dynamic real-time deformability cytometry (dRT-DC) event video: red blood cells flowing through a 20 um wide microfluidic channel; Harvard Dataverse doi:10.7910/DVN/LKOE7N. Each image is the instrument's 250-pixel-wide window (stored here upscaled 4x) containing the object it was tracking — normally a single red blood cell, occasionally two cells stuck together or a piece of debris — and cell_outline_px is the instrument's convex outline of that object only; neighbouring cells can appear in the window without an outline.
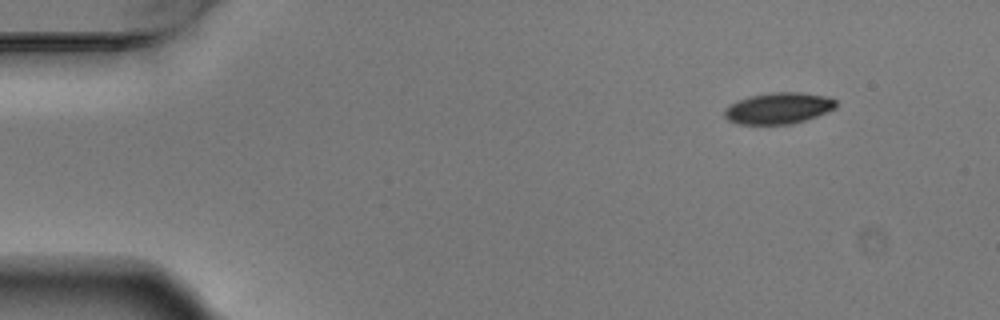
{"species": "Egyptian fruit bat (a non-hibernating species)", "species_latin": "Rousettus aegyptiacus", "temperature_condition": "warm", "stored_images_in_passage": 4, "camera_frame_rate_fps": 3000, "um_per_image_px": 0.085, "animal": {"sex": "male"}, "frame": {"image": 1, "passage_image": 1, "time_ms": 0.0, "image_size_px": [1000, 320], "cell_outline_px": [[836, 108], [828, 112], [792, 124], [740, 124], [728, 120], [724, 116], [724, 108], [740, 100], [752, 96], [772, 92], [800, 92], [824, 96], [836, 100]], "centroid_in_image_um": [66.18, 9.2], "position_along_channel_um": 18.8, "area_um2": 20.11}}
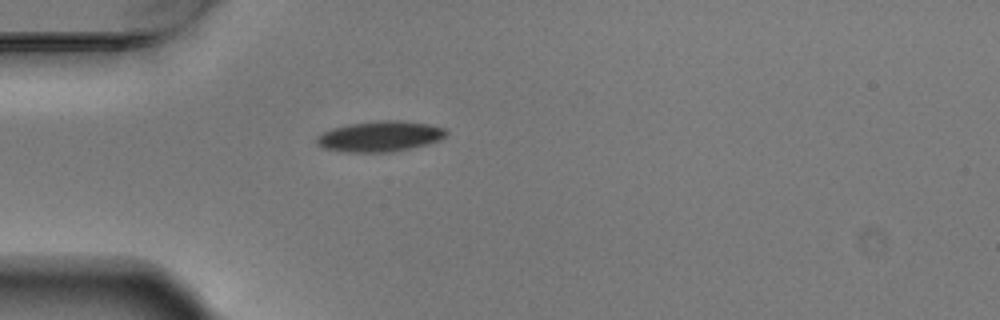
{"frame": {"image": 2, "passage_image": 4, "time_ms": 1.0, "image_size_px": [1000, 320], "cell_outline_px": [[448, 136], [440, 140], [428, 144], [392, 152], [340, 152], [324, 148], [316, 144], [316, 136], [332, 128], [348, 124], [380, 120], [400, 120], [428, 124], [444, 128], [448, 132]], "centroid_in_image_um": [32.3, 11.59], "position_along_channel_um": 52.7, "area_um2": 23.29}}